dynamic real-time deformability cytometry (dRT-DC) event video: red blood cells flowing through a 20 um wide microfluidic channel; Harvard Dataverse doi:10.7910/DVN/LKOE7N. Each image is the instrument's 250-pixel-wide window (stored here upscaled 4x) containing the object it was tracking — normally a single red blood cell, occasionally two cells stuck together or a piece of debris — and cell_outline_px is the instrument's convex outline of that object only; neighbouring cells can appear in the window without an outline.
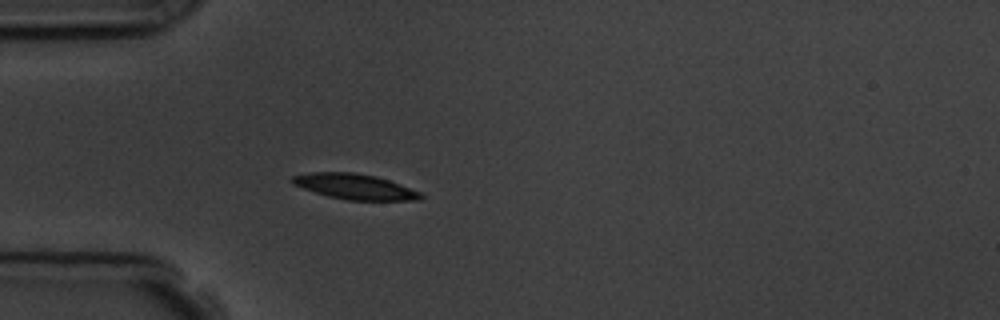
{"species": "common noctule bat (a hibernating species)", "species_latin": "Nyctalus noctula", "temperature_condition": "room temperature", "stored_images_in_passage": 4, "camera_frame_rate_fps": 3000, "um_per_image_px": 0.085, "animal": {"sex": "male", "body_mass_g": 19.5, "forearm_length_mm": 54.6}, "frame": {"image": 1, "passage_image": 4, "time_ms": 3.333, "image_size_px": [1000, 320], "cell_outline_px": [[424, 196], [420, 200], [348, 200], [328, 196], [292, 184], [292, 176], [312, 172], [352, 172], [376, 176], [400, 184], [420, 192]], "centroid_in_image_um": [30.17, 15.86], "position_along_channel_um": 54.8, "area_um2": 18.79}}